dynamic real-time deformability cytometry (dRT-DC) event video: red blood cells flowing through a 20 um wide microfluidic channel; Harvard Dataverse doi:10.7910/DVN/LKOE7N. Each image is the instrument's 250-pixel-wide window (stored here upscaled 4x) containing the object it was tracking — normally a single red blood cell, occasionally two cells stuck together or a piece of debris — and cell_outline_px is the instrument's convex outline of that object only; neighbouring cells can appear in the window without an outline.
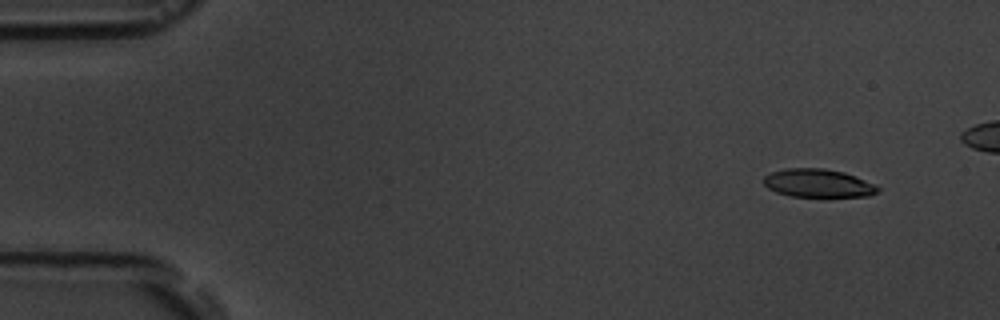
{"species": "common noctule bat (a hibernating species)", "species_latin": "Nyctalus noctula", "temperature_condition": "room temperature", "stored_images_in_passage": 5, "camera_frame_rate_fps": 3000, "um_per_image_px": 0.085, "animal": {"sex": "male", "body_mass_g": 19.5, "forearm_length_mm": 54.6}, "frame": {"image": 1, "passage_image": 1, "time_ms": 0.0, "image_size_px": [1000, 320], "cell_outline_px": [[880, 192], [868, 196], [792, 196], [776, 192], [768, 188], [764, 184], [764, 176], [772, 172], [784, 168], [824, 168], [844, 172], [876, 184], [880, 188]], "centroid_in_image_um": [69.56, 15.56], "position_along_channel_um": 15.4, "area_um2": 18.79}}